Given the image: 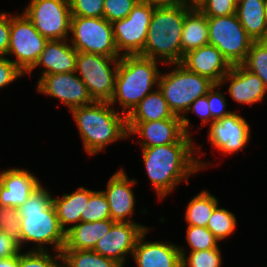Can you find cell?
<instances>
[{"instance_id":"6da1fadb","label":"cell","mask_w":267,"mask_h":267,"mask_svg":"<svg viewBox=\"0 0 267 267\" xmlns=\"http://www.w3.org/2000/svg\"><path fill=\"white\" fill-rule=\"evenodd\" d=\"M193 142L192 135L186 134L174 144L141 148L147 176L159 199L166 198L182 181L188 186V177L211 165L194 157L201 145L194 147Z\"/></svg>"},{"instance_id":"7a4b0ae2","label":"cell","mask_w":267,"mask_h":267,"mask_svg":"<svg viewBox=\"0 0 267 267\" xmlns=\"http://www.w3.org/2000/svg\"><path fill=\"white\" fill-rule=\"evenodd\" d=\"M21 227V248L23 244L34 243L32 250L45 251L51 245L61 253L66 233L59 223L50 192L40 185L19 208Z\"/></svg>"},{"instance_id":"3957f363","label":"cell","mask_w":267,"mask_h":267,"mask_svg":"<svg viewBox=\"0 0 267 267\" xmlns=\"http://www.w3.org/2000/svg\"><path fill=\"white\" fill-rule=\"evenodd\" d=\"M87 155L101 152L109 144L128 138L126 115L109 102L94 101L70 110Z\"/></svg>"},{"instance_id":"277c9868","label":"cell","mask_w":267,"mask_h":267,"mask_svg":"<svg viewBox=\"0 0 267 267\" xmlns=\"http://www.w3.org/2000/svg\"><path fill=\"white\" fill-rule=\"evenodd\" d=\"M190 9L181 2L155 6L140 56L175 64L182 61V31L185 13Z\"/></svg>"},{"instance_id":"5b68a950","label":"cell","mask_w":267,"mask_h":267,"mask_svg":"<svg viewBox=\"0 0 267 267\" xmlns=\"http://www.w3.org/2000/svg\"><path fill=\"white\" fill-rule=\"evenodd\" d=\"M158 60L140 55H124L120 58L115 79V90L110 104L118 102L121 113L126 116L158 86L162 72ZM115 104V105H114Z\"/></svg>"},{"instance_id":"8992f818","label":"cell","mask_w":267,"mask_h":267,"mask_svg":"<svg viewBox=\"0 0 267 267\" xmlns=\"http://www.w3.org/2000/svg\"><path fill=\"white\" fill-rule=\"evenodd\" d=\"M172 65L173 67L175 65V68L171 72L160 74L157 87L173 114L181 117L185 133L191 135L188 130L189 118L185 113L190 105L199 97L206 95L215 83L207 77L188 71L180 63Z\"/></svg>"},{"instance_id":"52a82bcc","label":"cell","mask_w":267,"mask_h":267,"mask_svg":"<svg viewBox=\"0 0 267 267\" xmlns=\"http://www.w3.org/2000/svg\"><path fill=\"white\" fill-rule=\"evenodd\" d=\"M120 58L77 51L75 72L79 73L93 101L110 102L112 99Z\"/></svg>"},{"instance_id":"ba28073f","label":"cell","mask_w":267,"mask_h":267,"mask_svg":"<svg viewBox=\"0 0 267 267\" xmlns=\"http://www.w3.org/2000/svg\"><path fill=\"white\" fill-rule=\"evenodd\" d=\"M70 32L68 41L79 52L122 57L115 45L112 23L104 17L72 16Z\"/></svg>"},{"instance_id":"9c48e42d","label":"cell","mask_w":267,"mask_h":267,"mask_svg":"<svg viewBox=\"0 0 267 267\" xmlns=\"http://www.w3.org/2000/svg\"><path fill=\"white\" fill-rule=\"evenodd\" d=\"M209 44L217 47L231 65L241 64L254 40L247 34L236 14L207 17Z\"/></svg>"},{"instance_id":"30bf717a","label":"cell","mask_w":267,"mask_h":267,"mask_svg":"<svg viewBox=\"0 0 267 267\" xmlns=\"http://www.w3.org/2000/svg\"><path fill=\"white\" fill-rule=\"evenodd\" d=\"M48 39L43 37L33 23L22 12L10 15V35L7 55L15 56L11 60L24 74H27L38 61Z\"/></svg>"},{"instance_id":"8fae6325","label":"cell","mask_w":267,"mask_h":267,"mask_svg":"<svg viewBox=\"0 0 267 267\" xmlns=\"http://www.w3.org/2000/svg\"><path fill=\"white\" fill-rule=\"evenodd\" d=\"M23 10L43 37L69 39L72 18L69 0H30Z\"/></svg>"},{"instance_id":"7c38bea8","label":"cell","mask_w":267,"mask_h":267,"mask_svg":"<svg viewBox=\"0 0 267 267\" xmlns=\"http://www.w3.org/2000/svg\"><path fill=\"white\" fill-rule=\"evenodd\" d=\"M155 6L138 1L127 17L112 23L115 45L121 56L143 52Z\"/></svg>"},{"instance_id":"4fadbf2b","label":"cell","mask_w":267,"mask_h":267,"mask_svg":"<svg viewBox=\"0 0 267 267\" xmlns=\"http://www.w3.org/2000/svg\"><path fill=\"white\" fill-rule=\"evenodd\" d=\"M37 82L39 93L59 99L70 110L94 102L76 72L43 75Z\"/></svg>"},{"instance_id":"5bb4252c","label":"cell","mask_w":267,"mask_h":267,"mask_svg":"<svg viewBox=\"0 0 267 267\" xmlns=\"http://www.w3.org/2000/svg\"><path fill=\"white\" fill-rule=\"evenodd\" d=\"M208 141L224 154H234L248 144L250 125L237 112L209 124Z\"/></svg>"},{"instance_id":"9a60e30c","label":"cell","mask_w":267,"mask_h":267,"mask_svg":"<svg viewBox=\"0 0 267 267\" xmlns=\"http://www.w3.org/2000/svg\"><path fill=\"white\" fill-rule=\"evenodd\" d=\"M149 229L135 222H115L111 229L101 237L93 251L113 259L120 264L126 263V256L133 253L139 236Z\"/></svg>"},{"instance_id":"2e32d148","label":"cell","mask_w":267,"mask_h":267,"mask_svg":"<svg viewBox=\"0 0 267 267\" xmlns=\"http://www.w3.org/2000/svg\"><path fill=\"white\" fill-rule=\"evenodd\" d=\"M137 181L128 178L123 168L115 172L107 182L105 194L110 207V217L114 222H134L135 195L132 186Z\"/></svg>"},{"instance_id":"e0dca14e","label":"cell","mask_w":267,"mask_h":267,"mask_svg":"<svg viewBox=\"0 0 267 267\" xmlns=\"http://www.w3.org/2000/svg\"><path fill=\"white\" fill-rule=\"evenodd\" d=\"M128 136H141L142 148L174 144L185 135L181 119H162L151 122H127Z\"/></svg>"},{"instance_id":"ac0fdd59","label":"cell","mask_w":267,"mask_h":267,"mask_svg":"<svg viewBox=\"0 0 267 267\" xmlns=\"http://www.w3.org/2000/svg\"><path fill=\"white\" fill-rule=\"evenodd\" d=\"M180 64L188 71L209 78L215 84H220L232 67L217 47L210 44L188 51Z\"/></svg>"},{"instance_id":"d6986e66","label":"cell","mask_w":267,"mask_h":267,"mask_svg":"<svg viewBox=\"0 0 267 267\" xmlns=\"http://www.w3.org/2000/svg\"><path fill=\"white\" fill-rule=\"evenodd\" d=\"M41 185L30 171L9 168L0 173V206L18 209Z\"/></svg>"},{"instance_id":"ffe728a7","label":"cell","mask_w":267,"mask_h":267,"mask_svg":"<svg viewBox=\"0 0 267 267\" xmlns=\"http://www.w3.org/2000/svg\"><path fill=\"white\" fill-rule=\"evenodd\" d=\"M148 231L139 236L133 250L136 267H181L179 246L167 241H145Z\"/></svg>"},{"instance_id":"44dd1931","label":"cell","mask_w":267,"mask_h":267,"mask_svg":"<svg viewBox=\"0 0 267 267\" xmlns=\"http://www.w3.org/2000/svg\"><path fill=\"white\" fill-rule=\"evenodd\" d=\"M226 81L230 82L227 92L237 103L251 106L262 101L267 93L263 81L241 64L232 65L220 84Z\"/></svg>"},{"instance_id":"7402d4cb","label":"cell","mask_w":267,"mask_h":267,"mask_svg":"<svg viewBox=\"0 0 267 267\" xmlns=\"http://www.w3.org/2000/svg\"><path fill=\"white\" fill-rule=\"evenodd\" d=\"M77 50L67 39L48 40L35 66L44 67L43 75L75 72Z\"/></svg>"},{"instance_id":"603a6c76","label":"cell","mask_w":267,"mask_h":267,"mask_svg":"<svg viewBox=\"0 0 267 267\" xmlns=\"http://www.w3.org/2000/svg\"><path fill=\"white\" fill-rule=\"evenodd\" d=\"M114 223L111 219L80 222L66 232L62 250H93L98 240L111 229Z\"/></svg>"},{"instance_id":"cb8c5ba5","label":"cell","mask_w":267,"mask_h":267,"mask_svg":"<svg viewBox=\"0 0 267 267\" xmlns=\"http://www.w3.org/2000/svg\"><path fill=\"white\" fill-rule=\"evenodd\" d=\"M93 192L94 191L81 186L73 191V193H64L63 196L58 198L53 197V206L60 226L65 233L70 230L71 227L81 222V215H85V199H89Z\"/></svg>"},{"instance_id":"d4e9b609","label":"cell","mask_w":267,"mask_h":267,"mask_svg":"<svg viewBox=\"0 0 267 267\" xmlns=\"http://www.w3.org/2000/svg\"><path fill=\"white\" fill-rule=\"evenodd\" d=\"M267 0H243L236 6V16L254 41L267 40Z\"/></svg>"},{"instance_id":"484cf974","label":"cell","mask_w":267,"mask_h":267,"mask_svg":"<svg viewBox=\"0 0 267 267\" xmlns=\"http://www.w3.org/2000/svg\"><path fill=\"white\" fill-rule=\"evenodd\" d=\"M126 119L127 122H151L162 119H181V117L173 114L162 92L156 87V90L138 103Z\"/></svg>"},{"instance_id":"4316f807","label":"cell","mask_w":267,"mask_h":267,"mask_svg":"<svg viewBox=\"0 0 267 267\" xmlns=\"http://www.w3.org/2000/svg\"><path fill=\"white\" fill-rule=\"evenodd\" d=\"M209 44L207 16L198 8H190L185 13L182 31V59L188 51Z\"/></svg>"},{"instance_id":"83f0119b","label":"cell","mask_w":267,"mask_h":267,"mask_svg":"<svg viewBox=\"0 0 267 267\" xmlns=\"http://www.w3.org/2000/svg\"><path fill=\"white\" fill-rule=\"evenodd\" d=\"M218 204V199L209 191H200L187 205L185 212L187 226L207 227L209 218Z\"/></svg>"},{"instance_id":"f1b7e54d","label":"cell","mask_w":267,"mask_h":267,"mask_svg":"<svg viewBox=\"0 0 267 267\" xmlns=\"http://www.w3.org/2000/svg\"><path fill=\"white\" fill-rule=\"evenodd\" d=\"M62 267H119L120 263L93 250H62Z\"/></svg>"},{"instance_id":"f546056e","label":"cell","mask_w":267,"mask_h":267,"mask_svg":"<svg viewBox=\"0 0 267 267\" xmlns=\"http://www.w3.org/2000/svg\"><path fill=\"white\" fill-rule=\"evenodd\" d=\"M241 65L256 74L267 90V41H254Z\"/></svg>"},{"instance_id":"4dcf8cb0","label":"cell","mask_w":267,"mask_h":267,"mask_svg":"<svg viewBox=\"0 0 267 267\" xmlns=\"http://www.w3.org/2000/svg\"><path fill=\"white\" fill-rule=\"evenodd\" d=\"M237 220L235 215L225 208H220L219 204L214 208L207 228L212 232L218 241L224 240L235 231Z\"/></svg>"},{"instance_id":"1f68e13d","label":"cell","mask_w":267,"mask_h":267,"mask_svg":"<svg viewBox=\"0 0 267 267\" xmlns=\"http://www.w3.org/2000/svg\"><path fill=\"white\" fill-rule=\"evenodd\" d=\"M185 248L179 246L181 267H221L222 255L219 246L210 250L190 252L186 256Z\"/></svg>"},{"instance_id":"d6a6232c","label":"cell","mask_w":267,"mask_h":267,"mask_svg":"<svg viewBox=\"0 0 267 267\" xmlns=\"http://www.w3.org/2000/svg\"><path fill=\"white\" fill-rule=\"evenodd\" d=\"M111 219L110 207L102 191H94L89 199H85V215H81V222H95Z\"/></svg>"},{"instance_id":"836d02e7","label":"cell","mask_w":267,"mask_h":267,"mask_svg":"<svg viewBox=\"0 0 267 267\" xmlns=\"http://www.w3.org/2000/svg\"><path fill=\"white\" fill-rule=\"evenodd\" d=\"M186 241L191 247L190 252L217 248L218 240L207 227L187 226Z\"/></svg>"},{"instance_id":"e575fe53","label":"cell","mask_w":267,"mask_h":267,"mask_svg":"<svg viewBox=\"0 0 267 267\" xmlns=\"http://www.w3.org/2000/svg\"><path fill=\"white\" fill-rule=\"evenodd\" d=\"M50 253L48 250L20 253L18 267H62V254L57 252L53 257Z\"/></svg>"},{"instance_id":"d590c367","label":"cell","mask_w":267,"mask_h":267,"mask_svg":"<svg viewBox=\"0 0 267 267\" xmlns=\"http://www.w3.org/2000/svg\"><path fill=\"white\" fill-rule=\"evenodd\" d=\"M0 231L19 242L21 247V227L18 209L0 206Z\"/></svg>"},{"instance_id":"8d00e7d4","label":"cell","mask_w":267,"mask_h":267,"mask_svg":"<svg viewBox=\"0 0 267 267\" xmlns=\"http://www.w3.org/2000/svg\"><path fill=\"white\" fill-rule=\"evenodd\" d=\"M139 0H104L103 17L113 23L128 16Z\"/></svg>"},{"instance_id":"74e56055","label":"cell","mask_w":267,"mask_h":267,"mask_svg":"<svg viewBox=\"0 0 267 267\" xmlns=\"http://www.w3.org/2000/svg\"><path fill=\"white\" fill-rule=\"evenodd\" d=\"M72 16L103 17L104 0H69Z\"/></svg>"},{"instance_id":"f35d334b","label":"cell","mask_w":267,"mask_h":267,"mask_svg":"<svg viewBox=\"0 0 267 267\" xmlns=\"http://www.w3.org/2000/svg\"><path fill=\"white\" fill-rule=\"evenodd\" d=\"M236 6L233 0H204L198 9L207 17H221L235 14Z\"/></svg>"},{"instance_id":"ab89813d","label":"cell","mask_w":267,"mask_h":267,"mask_svg":"<svg viewBox=\"0 0 267 267\" xmlns=\"http://www.w3.org/2000/svg\"><path fill=\"white\" fill-rule=\"evenodd\" d=\"M221 86V84H214V86L207 93L212 122L222 119L233 112L226 111V98L220 91L217 90V88L220 89Z\"/></svg>"},{"instance_id":"60d3db41","label":"cell","mask_w":267,"mask_h":267,"mask_svg":"<svg viewBox=\"0 0 267 267\" xmlns=\"http://www.w3.org/2000/svg\"><path fill=\"white\" fill-rule=\"evenodd\" d=\"M25 74L7 56H0V89L8 86Z\"/></svg>"},{"instance_id":"b9f144b4","label":"cell","mask_w":267,"mask_h":267,"mask_svg":"<svg viewBox=\"0 0 267 267\" xmlns=\"http://www.w3.org/2000/svg\"><path fill=\"white\" fill-rule=\"evenodd\" d=\"M190 111L201 118L202 125L212 123V116L210 113L207 94L199 97L195 102H193L185 114L190 113Z\"/></svg>"},{"instance_id":"7bdbcfd3","label":"cell","mask_w":267,"mask_h":267,"mask_svg":"<svg viewBox=\"0 0 267 267\" xmlns=\"http://www.w3.org/2000/svg\"><path fill=\"white\" fill-rule=\"evenodd\" d=\"M21 247L12 237L0 231V258H7L21 253Z\"/></svg>"},{"instance_id":"ee69618b","label":"cell","mask_w":267,"mask_h":267,"mask_svg":"<svg viewBox=\"0 0 267 267\" xmlns=\"http://www.w3.org/2000/svg\"><path fill=\"white\" fill-rule=\"evenodd\" d=\"M10 35V16L6 12L0 13V56H7Z\"/></svg>"},{"instance_id":"f6af8a7d","label":"cell","mask_w":267,"mask_h":267,"mask_svg":"<svg viewBox=\"0 0 267 267\" xmlns=\"http://www.w3.org/2000/svg\"><path fill=\"white\" fill-rule=\"evenodd\" d=\"M18 263L19 254L7 258H0V267H18Z\"/></svg>"},{"instance_id":"bcb514c9","label":"cell","mask_w":267,"mask_h":267,"mask_svg":"<svg viewBox=\"0 0 267 267\" xmlns=\"http://www.w3.org/2000/svg\"><path fill=\"white\" fill-rule=\"evenodd\" d=\"M139 1L153 4L156 6H161V5H170V4L176 3L179 0H139Z\"/></svg>"},{"instance_id":"7dc6e473","label":"cell","mask_w":267,"mask_h":267,"mask_svg":"<svg viewBox=\"0 0 267 267\" xmlns=\"http://www.w3.org/2000/svg\"><path fill=\"white\" fill-rule=\"evenodd\" d=\"M204 0H179V2L185 4L190 8H198Z\"/></svg>"},{"instance_id":"c3c4849f","label":"cell","mask_w":267,"mask_h":267,"mask_svg":"<svg viewBox=\"0 0 267 267\" xmlns=\"http://www.w3.org/2000/svg\"><path fill=\"white\" fill-rule=\"evenodd\" d=\"M235 2L236 5H238L239 3H241L243 0H233Z\"/></svg>"}]
</instances>
